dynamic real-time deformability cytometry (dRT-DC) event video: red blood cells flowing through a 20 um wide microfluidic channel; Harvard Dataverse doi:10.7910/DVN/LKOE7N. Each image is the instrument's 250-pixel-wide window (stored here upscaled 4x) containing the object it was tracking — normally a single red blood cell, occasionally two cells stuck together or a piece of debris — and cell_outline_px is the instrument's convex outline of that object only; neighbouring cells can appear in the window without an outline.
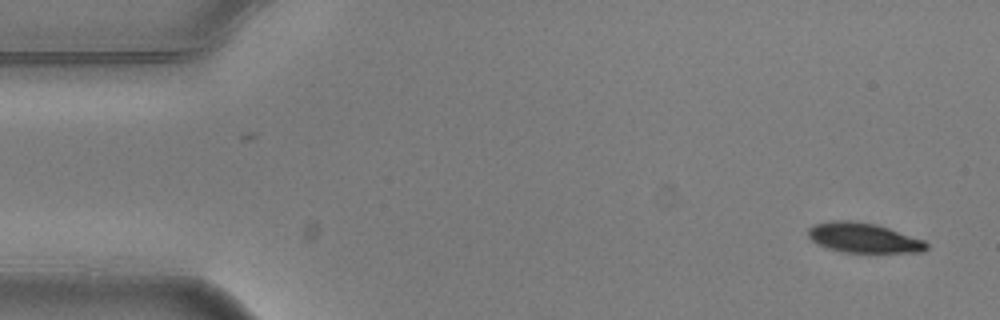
{"species": "common noctule bat (a hibernating species)", "species_latin": "Nyctalus noctula", "temperature_condition": "warm", "stored_images_in_passage": 3, "camera_frame_rate_fps": 3000, "um_per_image_px": 0.085, "animal": {"sex": "male", "body_mass_g": 20.5, "forearm_length_mm": 52.5}, "frame": {"image": 1, "passage_image": 3, "time_ms": 0.667, "image_size_px": [1000, 320], "cell_outline_px": [[928, 248], [924, 252], [844, 252], [828, 248], [816, 244], [808, 236], [808, 228], [816, 224], [832, 220], [852, 220], [876, 224], [924, 240], [928, 244]], "centroid_in_image_um": [73.39, 20.21], "position_along_channel_um": 11.6, "area_um2": 20.52}}